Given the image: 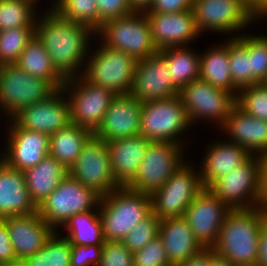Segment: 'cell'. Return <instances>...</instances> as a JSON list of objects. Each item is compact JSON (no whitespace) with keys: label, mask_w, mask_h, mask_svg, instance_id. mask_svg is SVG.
I'll list each match as a JSON object with an SVG mask.
<instances>
[{"label":"cell","mask_w":267,"mask_h":266,"mask_svg":"<svg viewBox=\"0 0 267 266\" xmlns=\"http://www.w3.org/2000/svg\"><path fill=\"white\" fill-rule=\"evenodd\" d=\"M267 16V1L257 9V17Z\"/></svg>","instance_id":"11a10c76"},{"label":"cell","mask_w":267,"mask_h":266,"mask_svg":"<svg viewBox=\"0 0 267 266\" xmlns=\"http://www.w3.org/2000/svg\"><path fill=\"white\" fill-rule=\"evenodd\" d=\"M220 128L232 137L230 142L244 147L252 155L267 158V121L257 119L235 105Z\"/></svg>","instance_id":"603a6c76"},{"label":"cell","mask_w":267,"mask_h":266,"mask_svg":"<svg viewBox=\"0 0 267 266\" xmlns=\"http://www.w3.org/2000/svg\"><path fill=\"white\" fill-rule=\"evenodd\" d=\"M190 124L209 119L222 126L236 105V97L229 91L212 86L206 81L193 80L179 91Z\"/></svg>","instance_id":"9a60e30c"},{"label":"cell","mask_w":267,"mask_h":266,"mask_svg":"<svg viewBox=\"0 0 267 266\" xmlns=\"http://www.w3.org/2000/svg\"><path fill=\"white\" fill-rule=\"evenodd\" d=\"M32 202L38 207L68 175V169L52 156L23 171Z\"/></svg>","instance_id":"83f0119b"},{"label":"cell","mask_w":267,"mask_h":266,"mask_svg":"<svg viewBox=\"0 0 267 266\" xmlns=\"http://www.w3.org/2000/svg\"><path fill=\"white\" fill-rule=\"evenodd\" d=\"M7 227L15 257L27 259L41 250L56 231L37 212L1 220Z\"/></svg>","instance_id":"7402d4cb"},{"label":"cell","mask_w":267,"mask_h":266,"mask_svg":"<svg viewBox=\"0 0 267 266\" xmlns=\"http://www.w3.org/2000/svg\"><path fill=\"white\" fill-rule=\"evenodd\" d=\"M52 9L62 18L99 30V10L97 0H57Z\"/></svg>","instance_id":"836d02e7"},{"label":"cell","mask_w":267,"mask_h":266,"mask_svg":"<svg viewBox=\"0 0 267 266\" xmlns=\"http://www.w3.org/2000/svg\"><path fill=\"white\" fill-rule=\"evenodd\" d=\"M36 19L35 35L43 43L53 65L65 78L77 77L88 60L89 39L95 34L89 27L59 16L53 9ZM83 62V63H82Z\"/></svg>","instance_id":"6da1fadb"},{"label":"cell","mask_w":267,"mask_h":266,"mask_svg":"<svg viewBox=\"0 0 267 266\" xmlns=\"http://www.w3.org/2000/svg\"><path fill=\"white\" fill-rule=\"evenodd\" d=\"M103 245H71L70 266H98Z\"/></svg>","instance_id":"ee69618b"},{"label":"cell","mask_w":267,"mask_h":266,"mask_svg":"<svg viewBox=\"0 0 267 266\" xmlns=\"http://www.w3.org/2000/svg\"><path fill=\"white\" fill-rule=\"evenodd\" d=\"M192 0H152L145 12L177 13L192 9Z\"/></svg>","instance_id":"bcb514c9"},{"label":"cell","mask_w":267,"mask_h":266,"mask_svg":"<svg viewBox=\"0 0 267 266\" xmlns=\"http://www.w3.org/2000/svg\"><path fill=\"white\" fill-rule=\"evenodd\" d=\"M189 126L191 124L179 95L142 103L140 135L147 140L181 144L178 135Z\"/></svg>","instance_id":"ba28073f"},{"label":"cell","mask_w":267,"mask_h":266,"mask_svg":"<svg viewBox=\"0 0 267 266\" xmlns=\"http://www.w3.org/2000/svg\"><path fill=\"white\" fill-rule=\"evenodd\" d=\"M89 55L82 75L91 83L107 88L115 95L130 94L137 60L120 50L102 45ZM86 67V68H85Z\"/></svg>","instance_id":"8992f818"},{"label":"cell","mask_w":267,"mask_h":266,"mask_svg":"<svg viewBox=\"0 0 267 266\" xmlns=\"http://www.w3.org/2000/svg\"><path fill=\"white\" fill-rule=\"evenodd\" d=\"M37 212L26 187L23 171L0 159V220Z\"/></svg>","instance_id":"d4e9b609"},{"label":"cell","mask_w":267,"mask_h":266,"mask_svg":"<svg viewBox=\"0 0 267 266\" xmlns=\"http://www.w3.org/2000/svg\"><path fill=\"white\" fill-rule=\"evenodd\" d=\"M56 89L46 80L30 76L16 64L0 66V109L10 117L50 97Z\"/></svg>","instance_id":"30bf717a"},{"label":"cell","mask_w":267,"mask_h":266,"mask_svg":"<svg viewBox=\"0 0 267 266\" xmlns=\"http://www.w3.org/2000/svg\"><path fill=\"white\" fill-rule=\"evenodd\" d=\"M251 2L257 9L261 6V0H248Z\"/></svg>","instance_id":"9f6ffc18"},{"label":"cell","mask_w":267,"mask_h":266,"mask_svg":"<svg viewBox=\"0 0 267 266\" xmlns=\"http://www.w3.org/2000/svg\"><path fill=\"white\" fill-rule=\"evenodd\" d=\"M16 65L30 76L46 80L56 90L62 89L66 81L53 65L51 57L36 35L28 42Z\"/></svg>","instance_id":"f1b7e54d"},{"label":"cell","mask_w":267,"mask_h":266,"mask_svg":"<svg viewBox=\"0 0 267 266\" xmlns=\"http://www.w3.org/2000/svg\"><path fill=\"white\" fill-rule=\"evenodd\" d=\"M100 198L94 190L83 186L68 174L37 207V211L55 230L57 226L64 225L71 216L98 208Z\"/></svg>","instance_id":"9c48e42d"},{"label":"cell","mask_w":267,"mask_h":266,"mask_svg":"<svg viewBox=\"0 0 267 266\" xmlns=\"http://www.w3.org/2000/svg\"><path fill=\"white\" fill-rule=\"evenodd\" d=\"M160 219L151 213L140 221L121 241L132 253L142 249L159 235Z\"/></svg>","instance_id":"ab89813d"},{"label":"cell","mask_w":267,"mask_h":266,"mask_svg":"<svg viewBox=\"0 0 267 266\" xmlns=\"http://www.w3.org/2000/svg\"><path fill=\"white\" fill-rule=\"evenodd\" d=\"M202 162L200 179L209 188L217 179L244 163L252 154L233 142H217L209 146Z\"/></svg>","instance_id":"4316f807"},{"label":"cell","mask_w":267,"mask_h":266,"mask_svg":"<svg viewBox=\"0 0 267 266\" xmlns=\"http://www.w3.org/2000/svg\"><path fill=\"white\" fill-rule=\"evenodd\" d=\"M211 49L200 55L199 78L214 87L231 92L236 97L238 90L233 86L229 64V41Z\"/></svg>","instance_id":"f546056e"},{"label":"cell","mask_w":267,"mask_h":266,"mask_svg":"<svg viewBox=\"0 0 267 266\" xmlns=\"http://www.w3.org/2000/svg\"><path fill=\"white\" fill-rule=\"evenodd\" d=\"M203 189L200 172L184 162L163 186L150 195L152 213L160 220L182 217Z\"/></svg>","instance_id":"7c38bea8"},{"label":"cell","mask_w":267,"mask_h":266,"mask_svg":"<svg viewBox=\"0 0 267 266\" xmlns=\"http://www.w3.org/2000/svg\"><path fill=\"white\" fill-rule=\"evenodd\" d=\"M15 253L12 248L8 229L0 220V266L9 264L16 260Z\"/></svg>","instance_id":"7dc6e473"},{"label":"cell","mask_w":267,"mask_h":266,"mask_svg":"<svg viewBox=\"0 0 267 266\" xmlns=\"http://www.w3.org/2000/svg\"><path fill=\"white\" fill-rule=\"evenodd\" d=\"M97 5L99 10V29L105 21L123 17L133 12L128 0H97Z\"/></svg>","instance_id":"f6af8a7d"},{"label":"cell","mask_w":267,"mask_h":266,"mask_svg":"<svg viewBox=\"0 0 267 266\" xmlns=\"http://www.w3.org/2000/svg\"><path fill=\"white\" fill-rule=\"evenodd\" d=\"M70 256V242L64 236L59 237L55 231L45 246L26 261L30 266H70Z\"/></svg>","instance_id":"8d00e7d4"},{"label":"cell","mask_w":267,"mask_h":266,"mask_svg":"<svg viewBox=\"0 0 267 266\" xmlns=\"http://www.w3.org/2000/svg\"><path fill=\"white\" fill-rule=\"evenodd\" d=\"M229 64L233 86L239 91L251 86V64L248 54V35L229 40Z\"/></svg>","instance_id":"e575fe53"},{"label":"cell","mask_w":267,"mask_h":266,"mask_svg":"<svg viewBox=\"0 0 267 266\" xmlns=\"http://www.w3.org/2000/svg\"><path fill=\"white\" fill-rule=\"evenodd\" d=\"M63 226L69 232L64 237L71 245H104L105 239L99 210L71 216Z\"/></svg>","instance_id":"1f68e13d"},{"label":"cell","mask_w":267,"mask_h":266,"mask_svg":"<svg viewBox=\"0 0 267 266\" xmlns=\"http://www.w3.org/2000/svg\"><path fill=\"white\" fill-rule=\"evenodd\" d=\"M179 266H209V248H203L198 254L188 258Z\"/></svg>","instance_id":"681fc988"},{"label":"cell","mask_w":267,"mask_h":266,"mask_svg":"<svg viewBox=\"0 0 267 266\" xmlns=\"http://www.w3.org/2000/svg\"><path fill=\"white\" fill-rule=\"evenodd\" d=\"M35 35V27H18L0 31V66L16 64L20 54Z\"/></svg>","instance_id":"74e56055"},{"label":"cell","mask_w":267,"mask_h":266,"mask_svg":"<svg viewBox=\"0 0 267 266\" xmlns=\"http://www.w3.org/2000/svg\"><path fill=\"white\" fill-rule=\"evenodd\" d=\"M151 142L142 135L107 142L113 177L120 187L133 181Z\"/></svg>","instance_id":"cb8c5ba5"},{"label":"cell","mask_w":267,"mask_h":266,"mask_svg":"<svg viewBox=\"0 0 267 266\" xmlns=\"http://www.w3.org/2000/svg\"><path fill=\"white\" fill-rule=\"evenodd\" d=\"M152 40L158 51L169 47L187 46L200 35L193 9L177 13L145 12Z\"/></svg>","instance_id":"d6986e66"},{"label":"cell","mask_w":267,"mask_h":266,"mask_svg":"<svg viewBox=\"0 0 267 266\" xmlns=\"http://www.w3.org/2000/svg\"><path fill=\"white\" fill-rule=\"evenodd\" d=\"M98 266H134L133 253L122 242L105 241Z\"/></svg>","instance_id":"7bdbcfd3"},{"label":"cell","mask_w":267,"mask_h":266,"mask_svg":"<svg viewBox=\"0 0 267 266\" xmlns=\"http://www.w3.org/2000/svg\"><path fill=\"white\" fill-rule=\"evenodd\" d=\"M256 266H267V218L262 222L259 236V254Z\"/></svg>","instance_id":"c3c4849f"},{"label":"cell","mask_w":267,"mask_h":266,"mask_svg":"<svg viewBox=\"0 0 267 266\" xmlns=\"http://www.w3.org/2000/svg\"><path fill=\"white\" fill-rule=\"evenodd\" d=\"M97 33L103 39V45L120 50L137 61L158 51L152 40L145 12H132L123 17L109 19L101 25L95 35Z\"/></svg>","instance_id":"5b68a950"},{"label":"cell","mask_w":267,"mask_h":266,"mask_svg":"<svg viewBox=\"0 0 267 266\" xmlns=\"http://www.w3.org/2000/svg\"><path fill=\"white\" fill-rule=\"evenodd\" d=\"M266 218L260 206L230 209L211 249L234 266H256L260 228Z\"/></svg>","instance_id":"7a4b0ae2"},{"label":"cell","mask_w":267,"mask_h":266,"mask_svg":"<svg viewBox=\"0 0 267 266\" xmlns=\"http://www.w3.org/2000/svg\"><path fill=\"white\" fill-rule=\"evenodd\" d=\"M36 4L32 0H0V31L35 27L37 17L33 9Z\"/></svg>","instance_id":"d590c367"},{"label":"cell","mask_w":267,"mask_h":266,"mask_svg":"<svg viewBox=\"0 0 267 266\" xmlns=\"http://www.w3.org/2000/svg\"><path fill=\"white\" fill-rule=\"evenodd\" d=\"M229 210L208 188H204L188 206L184 217L203 248L215 244Z\"/></svg>","instance_id":"e0dca14e"},{"label":"cell","mask_w":267,"mask_h":266,"mask_svg":"<svg viewBox=\"0 0 267 266\" xmlns=\"http://www.w3.org/2000/svg\"><path fill=\"white\" fill-rule=\"evenodd\" d=\"M167 66L171 80L179 91L200 77V55L187 46L167 48Z\"/></svg>","instance_id":"d6a6232c"},{"label":"cell","mask_w":267,"mask_h":266,"mask_svg":"<svg viewBox=\"0 0 267 266\" xmlns=\"http://www.w3.org/2000/svg\"><path fill=\"white\" fill-rule=\"evenodd\" d=\"M159 237L172 266H179L203 249L184 216L161 219Z\"/></svg>","instance_id":"484cf974"},{"label":"cell","mask_w":267,"mask_h":266,"mask_svg":"<svg viewBox=\"0 0 267 266\" xmlns=\"http://www.w3.org/2000/svg\"><path fill=\"white\" fill-rule=\"evenodd\" d=\"M93 135L89 130L70 123L50 135L49 156L69 169L77 160L86 141Z\"/></svg>","instance_id":"4dcf8cb0"},{"label":"cell","mask_w":267,"mask_h":266,"mask_svg":"<svg viewBox=\"0 0 267 266\" xmlns=\"http://www.w3.org/2000/svg\"><path fill=\"white\" fill-rule=\"evenodd\" d=\"M134 266H172L159 235L133 253Z\"/></svg>","instance_id":"b9f144b4"},{"label":"cell","mask_w":267,"mask_h":266,"mask_svg":"<svg viewBox=\"0 0 267 266\" xmlns=\"http://www.w3.org/2000/svg\"><path fill=\"white\" fill-rule=\"evenodd\" d=\"M62 90L65 94L71 93L67 96L71 123L93 134L100 127L111 101L116 97L112 91L91 83L83 75L66 79Z\"/></svg>","instance_id":"52a82bcc"},{"label":"cell","mask_w":267,"mask_h":266,"mask_svg":"<svg viewBox=\"0 0 267 266\" xmlns=\"http://www.w3.org/2000/svg\"><path fill=\"white\" fill-rule=\"evenodd\" d=\"M236 105L247 114L267 121V83H257L239 90Z\"/></svg>","instance_id":"f35d334b"},{"label":"cell","mask_w":267,"mask_h":266,"mask_svg":"<svg viewBox=\"0 0 267 266\" xmlns=\"http://www.w3.org/2000/svg\"><path fill=\"white\" fill-rule=\"evenodd\" d=\"M10 123L7 151L1 158L8 166L24 171L49 155L48 134L21 128L12 119Z\"/></svg>","instance_id":"44dd1931"},{"label":"cell","mask_w":267,"mask_h":266,"mask_svg":"<svg viewBox=\"0 0 267 266\" xmlns=\"http://www.w3.org/2000/svg\"><path fill=\"white\" fill-rule=\"evenodd\" d=\"M260 207L267 212V158L263 168L262 193Z\"/></svg>","instance_id":"f907efd6"},{"label":"cell","mask_w":267,"mask_h":266,"mask_svg":"<svg viewBox=\"0 0 267 266\" xmlns=\"http://www.w3.org/2000/svg\"><path fill=\"white\" fill-rule=\"evenodd\" d=\"M267 0H261V5L264 4Z\"/></svg>","instance_id":"6f0895ef"},{"label":"cell","mask_w":267,"mask_h":266,"mask_svg":"<svg viewBox=\"0 0 267 266\" xmlns=\"http://www.w3.org/2000/svg\"><path fill=\"white\" fill-rule=\"evenodd\" d=\"M68 174L100 196L120 188L113 177L107 142L94 134L86 141Z\"/></svg>","instance_id":"5bb4252c"},{"label":"cell","mask_w":267,"mask_h":266,"mask_svg":"<svg viewBox=\"0 0 267 266\" xmlns=\"http://www.w3.org/2000/svg\"><path fill=\"white\" fill-rule=\"evenodd\" d=\"M182 148L174 142H151L138 173L127 188L148 195L158 190L184 163Z\"/></svg>","instance_id":"4fadbf2b"},{"label":"cell","mask_w":267,"mask_h":266,"mask_svg":"<svg viewBox=\"0 0 267 266\" xmlns=\"http://www.w3.org/2000/svg\"><path fill=\"white\" fill-rule=\"evenodd\" d=\"M209 266H234L225 257H221L209 248Z\"/></svg>","instance_id":"f5cc1de1"},{"label":"cell","mask_w":267,"mask_h":266,"mask_svg":"<svg viewBox=\"0 0 267 266\" xmlns=\"http://www.w3.org/2000/svg\"><path fill=\"white\" fill-rule=\"evenodd\" d=\"M129 6L133 12H145L152 4V0H128Z\"/></svg>","instance_id":"816d5d0a"},{"label":"cell","mask_w":267,"mask_h":266,"mask_svg":"<svg viewBox=\"0 0 267 266\" xmlns=\"http://www.w3.org/2000/svg\"><path fill=\"white\" fill-rule=\"evenodd\" d=\"M265 161L263 156L251 155L208 189L230 209L260 206Z\"/></svg>","instance_id":"277c9868"},{"label":"cell","mask_w":267,"mask_h":266,"mask_svg":"<svg viewBox=\"0 0 267 266\" xmlns=\"http://www.w3.org/2000/svg\"><path fill=\"white\" fill-rule=\"evenodd\" d=\"M192 9L198 32H238L257 17V8L248 0H194Z\"/></svg>","instance_id":"8fae6325"},{"label":"cell","mask_w":267,"mask_h":266,"mask_svg":"<svg viewBox=\"0 0 267 266\" xmlns=\"http://www.w3.org/2000/svg\"><path fill=\"white\" fill-rule=\"evenodd\" d=\"M3 266H30V265L25 259H16L14 261H11L9 264Z\"/></svg>","instance_id":"db71d44e"},{"label":"cell","mask_w":267,"mask_h":266,"mask_svg":"<svg viewBox=\"0 0 267 266\" xmlns=\"http://www.w3.org/2000/svg\"><path fill=\"white\" fill-rule=\"evenodd\" d=\"M105 241L121 242L140 221L152 213L151 197L127 187L101 196L98 205Z\"/></svg>","instance_id":"3957f363"},{"label":"cell","mask_w":267,"mask_h":266,"mask_svg":"<svg viewBox=\"0 0 267 266\" xmlns=\"http://www.w3.org/2000/svg\"><path fill=\"white\" fill-rule=\"evenodd\" d=\"M62 89H57L43 101L20 110L11 119L21 128L42 132L49 136L71 123L68 99H63Z\"/></svg>","instance_id":"ac0fdd59"},{"label":"cell","mask_w":267,"mask_h":266,"mask_svg":"<svg viewBox=\"0 0 267 266\" xmlns=\"http://www.w3.org/2000/svg\"><path fill=\"white\" fill-rule=\"evenodd\" d=\"M248 54L251 64V86L267 83V36L248 35Z\"/></svg>","instance_id":"60d3db41"},{"label":"cell","mask_w":267,"mask_h":266,"mask_svg":"<svg viewBox=\"0 0 267 266\" xmlns=\"http://www.w3.org/2000/svg\"><path fill=\"white\" fill-rule=\"evenodd\" d=\"M130 94L141 103L179 95L169 75L167 48L137 62Z\"/></svg>","instance_id":"2e32d148"},{"label":"cell","mask_w":267,"mask_h":266,"mask_svg":"<svg viewBox=\"0 0 267 266\" xmlns=\"http://www.w3.org/2000/svg\"><path fill=\"white\" fill-rule=\"evenodd\" d=\"M142 103L133 95H116L94 135L105 142L140 135Z\"/></svg>","instance_id":"ffe728a7"}]
</instances>
